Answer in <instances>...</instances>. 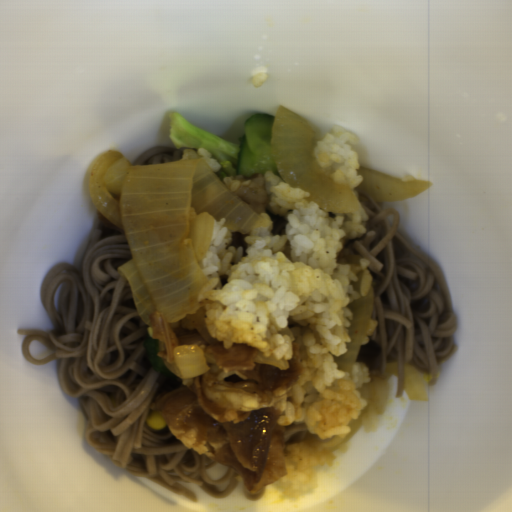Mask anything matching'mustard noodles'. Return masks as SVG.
<instances>
[{"mask_svg":"<svg viewBox=\"0 0 512 512\" xmlns=\"http://www.w3.org/2000/svg\"><path fill=\"white\" fill-rule=\"evenodd\" d=\"M266 489V486H264L259 492H256V493H250V491L247 489V487L245 486L244 484V489H243V492L245 494V496L248 498V499H251V500H258L259 498L262 497L264 491Z\"/></svg>","mask_w":512,"mask_h":512,"instance_id":"mustard-noodles-7","label":"mustard noodles"},{"mask_svg":"<svg viewBox=\"0 0 512 512\" xmlns=\"http://www.w3.org/2000/svg\"><path fill=\"white\" fill-rule=\"evenodd\" d=\"M267 194V210L265 211L267 215L270 218V221L272 223L270 234L271 235H286L285 227L288 223V219L286 215H279L275 213L271 206L269 205L271 201V196L269 193Z\"/></svg>","mask_w":512,"mask_h":512,"instance_id":"mustard-noodles-5","label":"mustard noodles"},{"mask_svg":"<svg viewBox=\"0 0 512 512\" xmlns=\"http://www.w3.org/2000/svg\"><path fill=\"white\" fill-rule=\"evenodd\" d=\"M360 206L368 216L362 236L344 243L338 264L370 265L373 335L360 346L354 361L365 364L370 380L396 362V399L404 393V363L416 369L424 388L436 386L444 361L458 348V327L450 289L440 266L420 252L398 230L396 209L381 206L358 190Z\"/></svg>","mask_w":512,"mask_h":512,"instance_id":"mustard-noodles-2","label":"mustard noodles"},{"mask_svg":"<svg viewBox=\"0 0 512 512\" xmlns=\"http://www.w3.org/2000/svg\"><path fill=\"white\" fill-rule=\"evenodd\" d=\"M185 148L174 145L157 147L147 150L133 162V166L148 165L176 160H183Z\"/></svg>","mask_w":512,"mask_h":512,"instance_id":"mustard-noodles-3","label":"mustard noodles"},{"mask_svg":"<svg viewBox=\"0 0 512 512\" xmlns=\"http://www.w3.org/2000/svg\"><path fill=\"white\" fill-rule=\"evenodd\" d=\"M232 239L231 241L226 245L225 249L228 250L230 246L234 247V250H237L238 246H240L243 249V256H248L247 249L249 244L247 243L244 235L241 233V230H232L231 232Z\"/></svg>","mask_w":512,"mask_h":512,"instance_id":"mustard-noodles-6","label":"mustard noodles"},{"mask_svg":"<svg viewBox=\"0 0 512 512\" xmlns=\"http://www.w3.org/2000/svg\"><path fill=\"white\" fill-rule=\"evenodd\" d=\"M132 259L122 228L101 211L74 262L53 266L39 289L53 328L17 329L21 352L35 365L58 360L57 380L86 418L85 438L113 465L191 502L193 484L224 499L239 474L188 449L166 424L149 427L156 400L183 377L157 371L145 342L152 339L139 316L130 282L118 267Z\"/></svg>","mask_w":512,"mask_h":512,"instance_id":"mustard-noodles-1","label":"mustard noodles"},{"mask_svg":"<svg viewBox=\"0 0 512 512\" xmlns=\"http://www.w3.org/2000/svg\"><path fill=\"white\" fill-rule=\"evenodd\" d=\"M285 432L286 447L297 442H304L311 434L305 422H292L290 425H282Z\"/></svg>","mask_w":512,"mask_h":512,"instance_id":"mustard-noodles-4","label":"mustard noodles"}]
</instances>
